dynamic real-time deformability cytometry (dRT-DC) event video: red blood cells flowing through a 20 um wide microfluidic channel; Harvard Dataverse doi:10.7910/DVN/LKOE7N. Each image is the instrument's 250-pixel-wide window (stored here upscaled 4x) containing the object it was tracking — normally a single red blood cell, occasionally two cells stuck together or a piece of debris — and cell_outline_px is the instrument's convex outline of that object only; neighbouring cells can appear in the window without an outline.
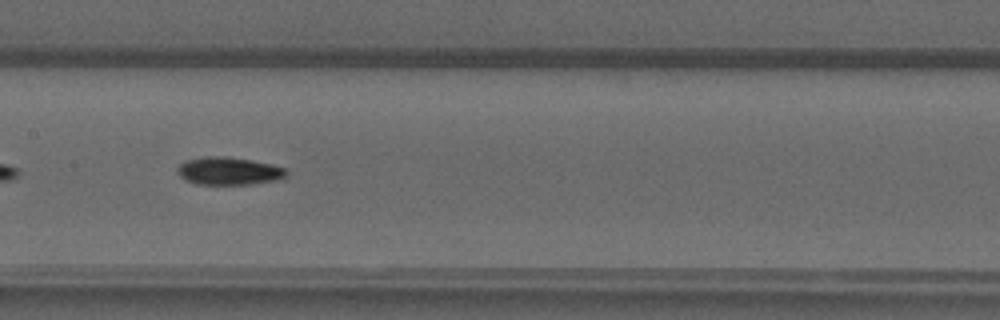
{"species": "common noctule bat (a hibernating species)", "species_latin": "Nyctalus noctula", "temperature_condition": "warm", "stored_images_in_passage": 34, "camera_frame_rate_fps": 3000, "um_per_image_px": 0.085, "animal": {"sex": "male", "forearm_length_mm": 52.5}, "frame": {"image": 1, "passage_image": 10, "time_ms": 3.0, "image_size_px": [1000, 320], "cell_outline_px": [[288, 172], [284, 176], [276, 180], [248, 184], [196, 184], [180, 176], [176, 172], [176, 168], [180, 164], [188, 160], [208, 156], [224, 156], [248, 160], [268, 164], [284, 168]], "centroid_in_image_um": [19.39, 14.54], "position_along_channel_um": 188.0, "area_um2": 17.17}}
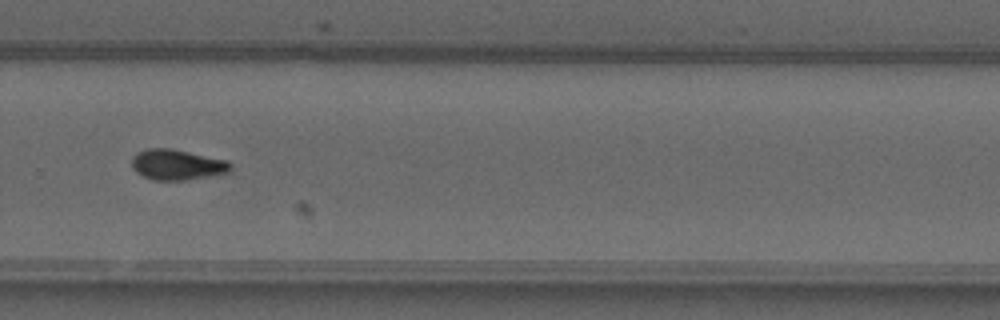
{"frame": {"image": 2, "passage_image": 19, "time_ms": 6.0, "image_size_px": [1000, 320], "cell_outline_px": [[232, 168], [228, 172], [208, 176], [184, 180], [152, 180], [136, 172], [132, 168], [132, 156], [136, 152], [148, 148], [172, 148], [228, 160], [232, 164]], "centroid_in_image_um": [15.04, 13.98], "position_along_channel_um": 314.8, "area_um2": 17.69}}
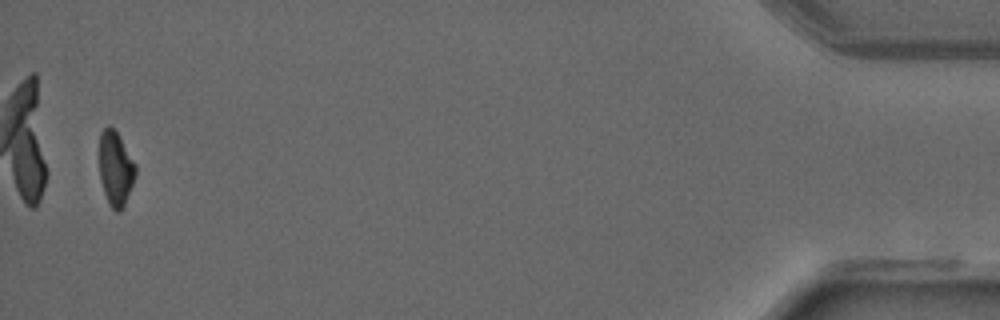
{"frame": {"image": 3, "passage_image": 33, "time_ms": 10.667, "image_size_px": [1000, 320], "cell_outline_px": [[136, 172], [132, 184], [124, 204], [120, 212], [116, 212], [108, 204], [100, 180], [100, 132], [108, 124], [116, 132], [136, 164]], "centroid_in_image_um": [9.81, 14.33], "position_along_channel_um": 425.4, "area_um2": 15.43}}